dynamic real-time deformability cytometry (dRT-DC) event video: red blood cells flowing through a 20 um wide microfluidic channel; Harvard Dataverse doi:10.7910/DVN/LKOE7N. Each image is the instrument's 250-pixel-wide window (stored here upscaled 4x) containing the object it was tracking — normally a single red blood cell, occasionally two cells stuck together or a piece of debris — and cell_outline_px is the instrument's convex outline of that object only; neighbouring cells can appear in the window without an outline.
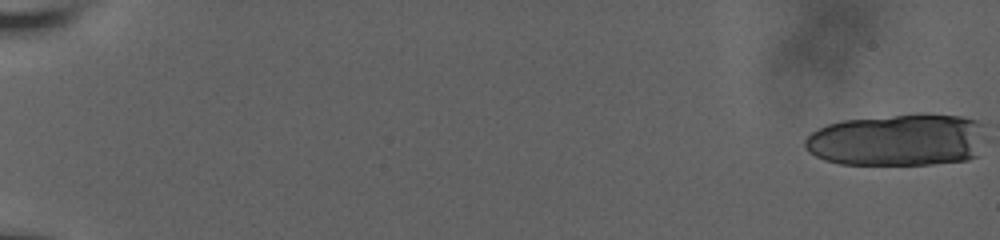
{"species": "human", "species_latin": "Homo sapiens", "temperature_condition": "room temperature", "stored_images_in_passage": 14, "camera_frame_rate_fps": 3000, "um_per_image_px": 0.085, "donor": {"sex": "male"}, "frame": {"image": 1, "passage_image": 1, "time_ms": 0.0, "image_size_px": [1000, 240], "cell_outline_px": [[984, 128], [976, 156], [968, 160], [932, 164], [840, 164], [824, 160], [808, 152], [804, 148], [804, 140], [812, 132], [828, 124], [844, 120], [928, 112], [960, 116], [976, 120], [984, 124]], "centroid_in_image_um": [76.31, 11.89], "position_along_channel_um": 8.7, "area_um2": 55.37}}
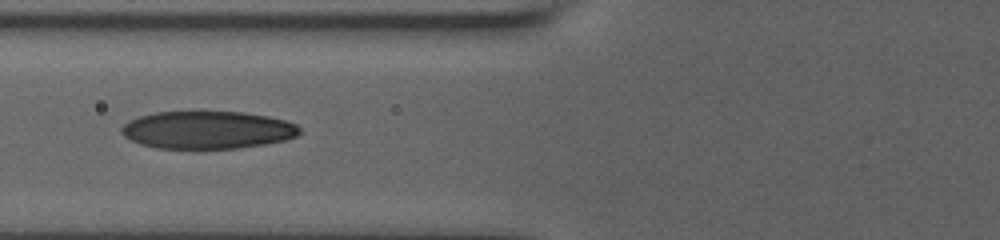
{"frame": {"image": 2, "passage_image": 11, "time_ms": 9.333, "image_size_px": [1000, 240], "cell_outline_px": [[300, 132], [296, 136], [284, 140], [264, 144], [236, 148], [156, 148], [140, 144], [124, 136], [120, 132], [120, 128], [128, 120], [140, 116], [156, 112], [244, 112], [268, 116], [284, 120], [296, 124], [300, 128]], "centroid_in_image_um": [17.61, 11.04], "position_along_channel_um": 108.2, "area_um2": 38.96}}
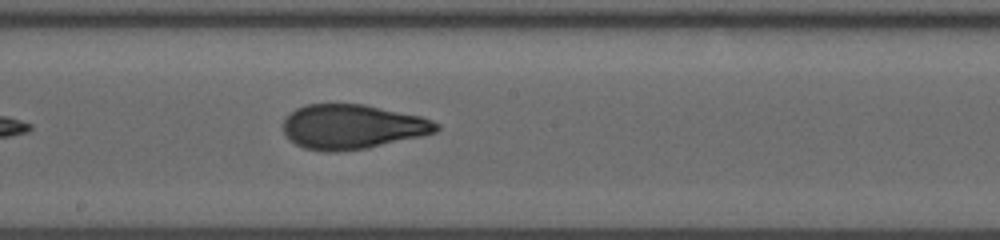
{"frame": {"image": 3, "passage_image": 14, "time_ms": 12.333, "image_size_px": [1000, 240], "cell_outline_px": [[440, 128], [436, 132], [424, 136], [368, 148], [336, 152], [328, 152], [304, 148], [296, 144], [284, 132], [284, 120], [296, 108], [308, 104], [364, 104], [420, 116], [432, 120], [440, 124]], "centroid_in_image_um": [30.0, 10.78], "position_along_channel_um": 218.2, "area_um2": 39.77}}